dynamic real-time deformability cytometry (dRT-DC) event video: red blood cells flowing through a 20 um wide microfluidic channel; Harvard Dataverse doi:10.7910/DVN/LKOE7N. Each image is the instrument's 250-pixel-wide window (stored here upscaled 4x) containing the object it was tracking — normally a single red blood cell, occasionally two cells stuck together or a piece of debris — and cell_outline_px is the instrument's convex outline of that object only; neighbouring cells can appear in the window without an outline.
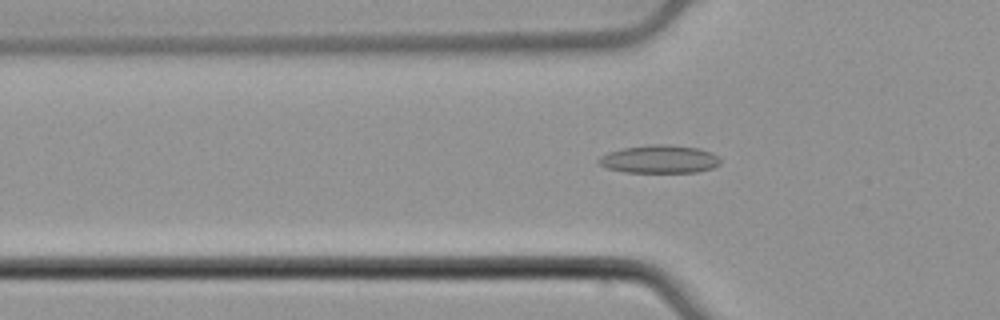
{"species": "common noctule bat (a hibernating species)", "species_latin": "Nyctalus noctula", "temperature_condition": "cold", "stored_images_in_passage": 39, "camera_frame_rate_fps": 3000, "um_per_image_px": 0.085, "animal": {"sex": "male", "body_mass_g": 21.5, "forearm_length_mm": 52.0}, "frame": {"image": 1, "passage_image": 10, "time_ms": 3.0, "image_size_px": [1000, 320], "cell_outline_px": [[720, 164], [712, 168], [696, 172], [624, 172], [604, 168], [596, 160], [600, 156], [608, 152], [624, 148], [648, 144], [668, 144], [700, 148], [712, 152], [720, 160]], "centroid_in_image_um": [56.03, 13.52], "position_along_channel_um": 69.8, "area_um2": 20.06}}
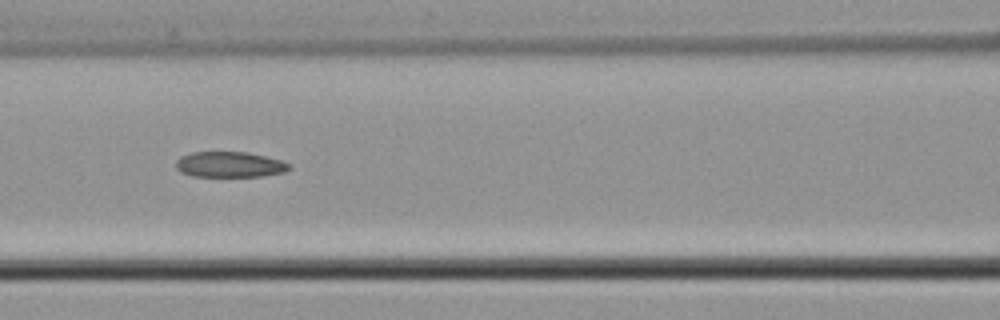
{"frame": {"image": 2, "passage_image": 16, "time_ms": 5.0, "image_size_px": [1000, 320], "cell_outline_px": [[292, 168], [284, 172], [264, 176], [192, 176], [180, 172], [176, 168], [176, 160], [180, 156], [192, 152], [248, 152], [280, 160], [292, 164]], "centroid_in_image_um": [19.53, 13.98], "position_along_channel_um": 147.1, "area_um2": 16.99}}
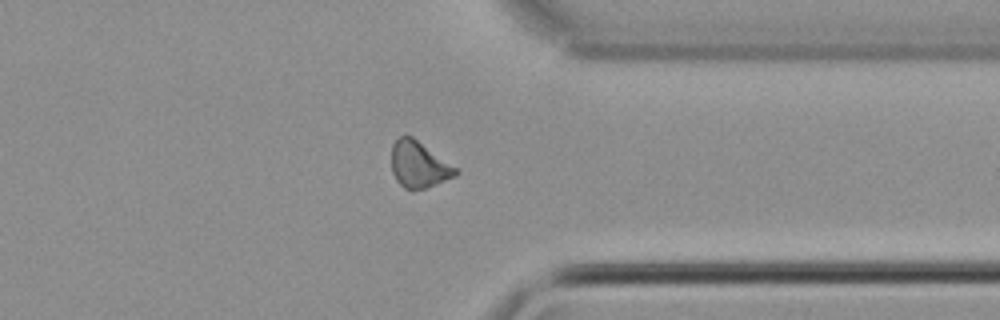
{"frame": {"image": 3, "passage_image": 34, "time_ms": 11.0, "image_size_px": [1000, 320], "cell_outline_px": [[460, 172], [456, 176], [436, 184], [424, 188], [404, 188], [396, 180], [392, 172], [392, 144], [400, 136], [412, 136], [460, 168]], "centroid_in_image_um": [35.65, 13.97], "position_along_channel_um": 375.7, "area_um2": 17.46}}